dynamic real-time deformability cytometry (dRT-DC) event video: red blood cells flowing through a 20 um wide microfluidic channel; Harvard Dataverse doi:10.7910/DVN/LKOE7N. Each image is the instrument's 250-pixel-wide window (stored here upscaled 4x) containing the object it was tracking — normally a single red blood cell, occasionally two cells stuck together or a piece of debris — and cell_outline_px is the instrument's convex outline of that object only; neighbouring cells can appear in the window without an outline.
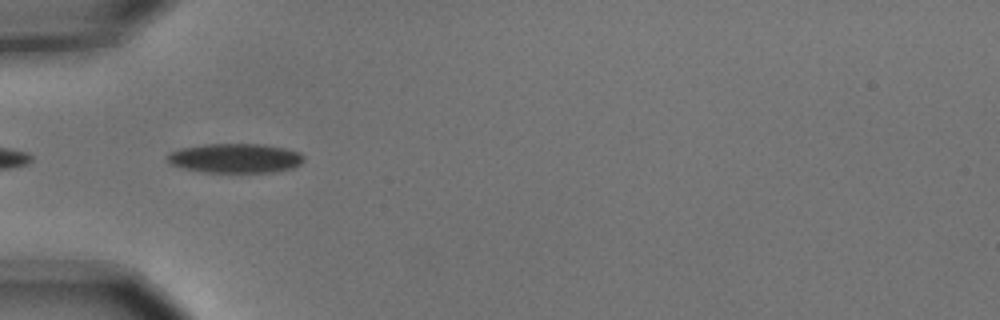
{"species": "common noctule bat (a hibernating species)", "species_latin": "Nyctalus noctula", "temperature_condition": "cold", "stored_images_in_passage": 2, "camera_frame_rate_fps": 3000, "um_per_image_px": 0.085, "animal": {"sex": "male", "body_mass_g": 15.6}, "frame": {"image": 1, "passage_image": 1, "time_ms": 0.0, "image_size_px": [1000, 320], "cell_outline_px": [[304, 160], [300, 164], [292, 168], [272, 172], [204, 172], [184, 168], [172, 164], [164, 156], [180, 148], [204, 144], [264, 144], [284, 148], [300, 152], [304, 156]], "centroid_in_image_um": [20.01, 13.44], "position_along_channel_um": 65.0, "area_um2": 23.35}}
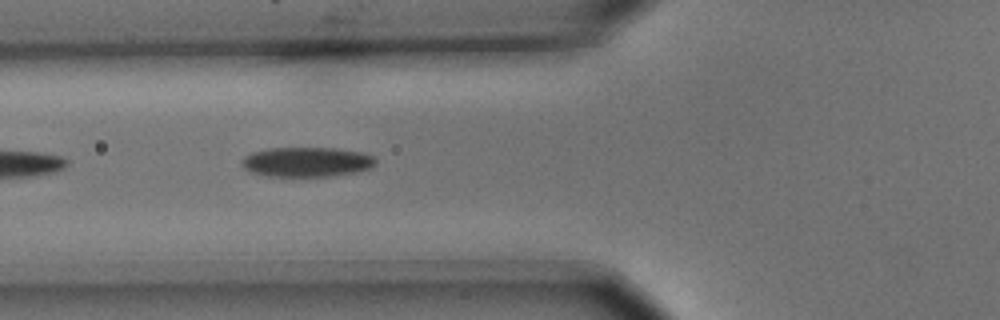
{"frame": {"image": 2, "passage_image": 2, "time_ms": 0.333, "image_size_px": [1000, 320], "cell_outline_px": [[376, 164], [372, 168], [356, 172], [332, 176], [264, 176], [252, 172], [244, 168], [240, 164], [240, 160], [244, 156], [252, 152], [268, 148], [336, 148], [364, 152], [376, 156]], "centroid_in_image_um": [26.1, 13.76], "position_along_channel_um": 99.7, "area_um2": 23.58}}